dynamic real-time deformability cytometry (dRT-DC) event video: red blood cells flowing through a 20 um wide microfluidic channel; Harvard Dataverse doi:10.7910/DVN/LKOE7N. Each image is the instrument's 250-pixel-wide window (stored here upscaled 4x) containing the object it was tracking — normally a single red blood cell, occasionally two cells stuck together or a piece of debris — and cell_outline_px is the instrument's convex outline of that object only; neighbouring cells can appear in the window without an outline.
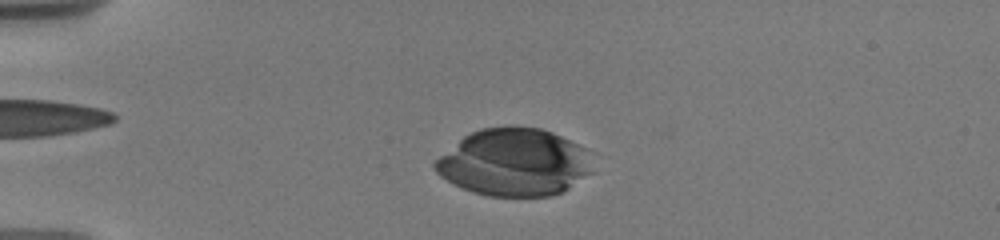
{"species": "human", "species_latin": "Homo sapiens", "temperature_condition": "warm", "stored_images_in_passage": 15, "camera_frame_rate_fps": 3000, "um_per_image_px": 0.085, "donor": {"sex": "male"}, "frame": {"image": 1, "passage_image": 4, "time_ms": 2.667, "image_size_px": [1000, 240], "cell_outline_px": [[596, 172], [568, 188], [552, 196], [488, 196], [472, 192], [440, 176], [436, 172], [432, 164], [440, 156], [464, 136], [480, 128], [512, 124], [540, 128], [552, 132], [588, 148], [596, 152]], "centroid_in_image_um": [43.84, 13.77], "position_along_channel_um": 41.2, "area_um2": 63.29}}